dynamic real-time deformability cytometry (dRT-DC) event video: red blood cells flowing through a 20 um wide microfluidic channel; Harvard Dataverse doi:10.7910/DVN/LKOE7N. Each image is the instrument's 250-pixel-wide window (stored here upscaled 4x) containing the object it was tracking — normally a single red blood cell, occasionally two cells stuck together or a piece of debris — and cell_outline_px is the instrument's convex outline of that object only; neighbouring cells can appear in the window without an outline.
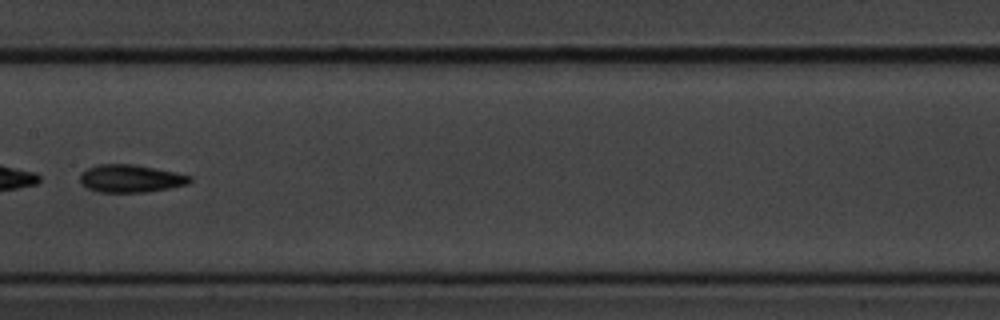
{"species": "common noctule bat (a hibernating species)", "species_latin": "Nyctalus noctula", "temperature_condition": "cold", "stored_images_in_passage": 6, "camera_frame_rate_fps": 3000, "um_per_image_px": 0.085, "animal": {"sex": "male", "body_mass_g": 20.1, "forearm_length_mm": 53.5}, "frame": {"image": 1, "passage_image": 5, "time_ms": 1.333, "image_size_px": [1000, 320], "cell_outline_px": [[192, 180], [188, 184], [168, 188], [144, 192], [100, 192], [88, 188], [80, 184], [80, 172], [96, 164], [132, 164], [192, 176]], "centroid_in_image_um": [11.05, 15.17], "position_along_channel_um": 196.4, "area_um2": 17.57}}
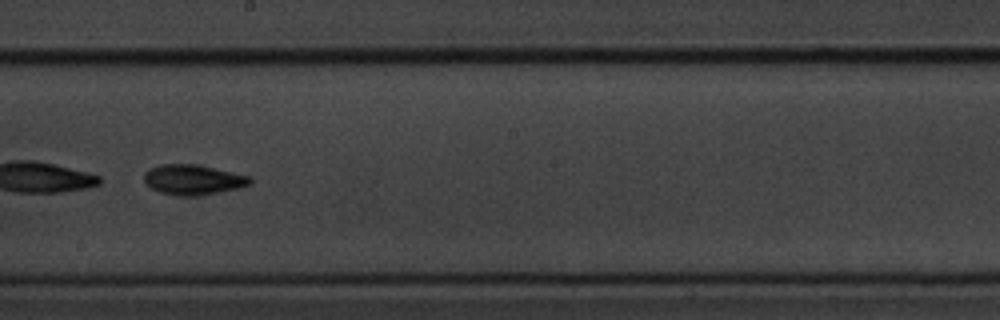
{"frame": {"image": 2, "passage_image": 6, "time_ms": 1.667, "image_size_px": [1000, 320], "cell_outline_px": [[252, 184], [220, 192], [192, 196], [180, 196], [160, 192], [152, 188], [144, 180], [144, 172], [148, 168], [160, 164], [192, 164], [252, 176]], "centroid_in_image_um": [16.4, 15.27], "position_along_channel_um": 231.8, "area_um2": 18.44}}